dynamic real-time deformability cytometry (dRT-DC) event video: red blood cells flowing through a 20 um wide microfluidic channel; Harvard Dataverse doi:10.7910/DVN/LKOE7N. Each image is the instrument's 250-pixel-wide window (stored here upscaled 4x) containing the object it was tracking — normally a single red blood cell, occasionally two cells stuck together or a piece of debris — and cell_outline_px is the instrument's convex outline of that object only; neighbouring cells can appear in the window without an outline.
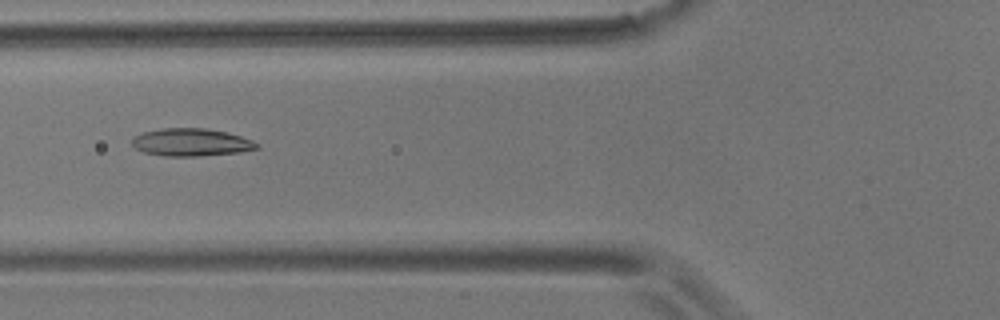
{"species": "common noctule bat (a hibernating species)", "species_latin": "Nyctalus noctula", "temperature_condition": "room temperature", "stored_images_in_passage": 7, "camera_frame_rate_fps": 3000, "um_per_image_px": 0.085, "animal": {"sex": "male", "body_mass_g": 17.9}, "frame": {"image": 1, "passage_image": 7, "time_ms": 6.667, "image_size_px": [1000, 320], "cell_outline_px": [[260, 148], [240, 152], [200, 156], [164, 156], [144, 152], [136, 148], [132, 144], [132, 140], [136, 136], [144, 132], [164, 128], [204, 128], [228, 132], [252, 140], [260, 144]], "centroid_in_image_um": [16.3, 12.1], "position_along_channel_um": 109.5, "area_um2": 20.06}}